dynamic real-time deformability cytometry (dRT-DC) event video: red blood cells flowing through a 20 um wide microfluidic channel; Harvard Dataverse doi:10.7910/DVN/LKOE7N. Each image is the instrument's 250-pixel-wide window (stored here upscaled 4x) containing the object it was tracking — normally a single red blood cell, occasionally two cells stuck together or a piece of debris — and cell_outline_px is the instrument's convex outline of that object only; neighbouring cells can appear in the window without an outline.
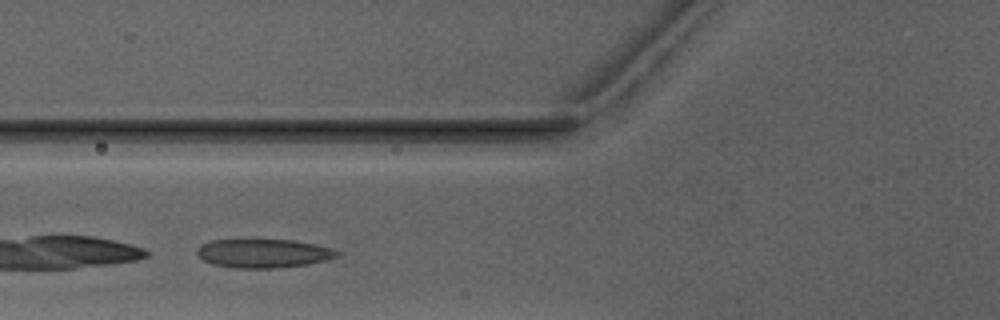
{"species": "Egyptian fruit bat (a non-hibernating species)", "species_latin": "Rousettus aegyptiacus", "temperature_condition": "warm", "stored_images_in_passage": 4, "camera_frame_rate_fps": 3000, "um_per_image_px": 0.085, "animal": {"sex": "male"}, "frame": {"image": 1, "passage_image": 3, "time_ms": 3.333, "image_size_px": [1000, 320], "cell_outline_px": [[340, 256], [328, 260], [308, 264], [276, 268], [232, 268], [212, 264], [204, 260], [196, 252], [200, 244], [212, 240], [296, 240], [316, 244], [332, 248], [340, 252]], "centroid_in_image_um": [22.43, 21.54], "position_along_channel_um": 103.4, "area_um2": 23.64}}
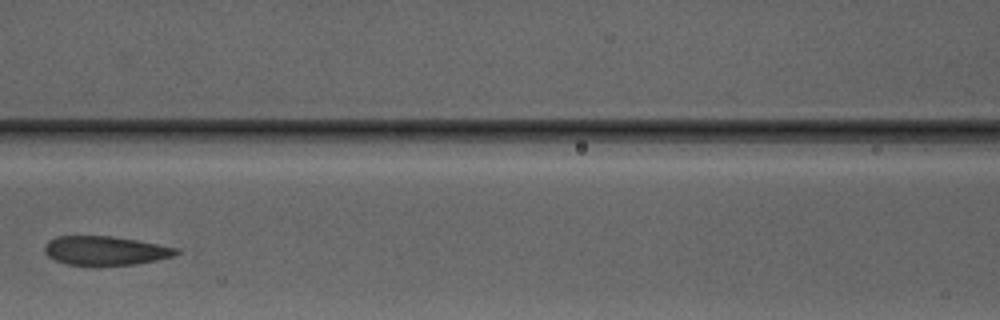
{"frame": {"image": 2, "passage_image": 4, "time_ms": 4.667, "image_size_px": [1000, 320], "cell_outline_px": [[180, 252], [172, 256], [156, 260], [136, 264], [64, 264], [48, 256], [44, 252], [44, 248], [48, 240], [56, 236], [112, 236], [136, 240], [176, 248]], "centroid_in_image_um": [8.9, 21.29], "position_along_channel_um": 157.7, "area_um2": 21.79}}